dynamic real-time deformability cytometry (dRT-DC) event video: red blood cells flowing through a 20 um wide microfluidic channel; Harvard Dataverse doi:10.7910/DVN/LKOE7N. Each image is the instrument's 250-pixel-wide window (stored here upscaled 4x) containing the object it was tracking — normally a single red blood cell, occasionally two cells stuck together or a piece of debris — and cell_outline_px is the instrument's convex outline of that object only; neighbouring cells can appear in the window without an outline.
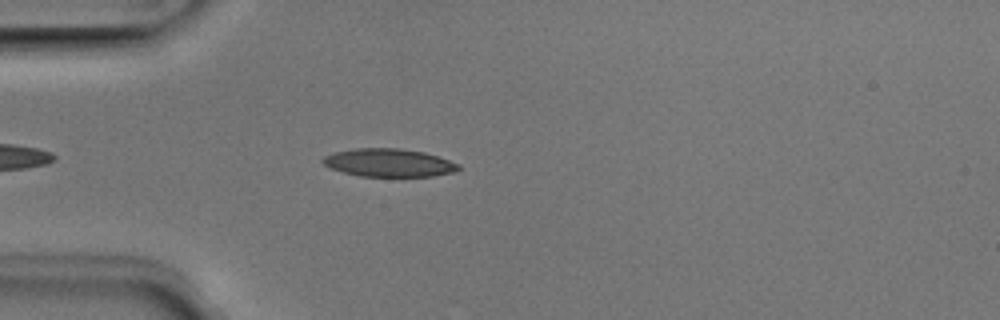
{"species": "Egyptian fruit bat (a non-hibernating species)", "species_latin": "Rousettus aegyptiacus", "temperature_condition": "room temperature", "stored_images_in_passage": 39, "camera_frame_rate_fps": 3000, "um_per_image_px": 0.085, "animal": {"sex": "male"}, "frame": {"image": 1, "passage_image": 5, "time_ms": 1.333, "image_size_px": [1000, 320], "cell_outline_px": [[460, 168], [452, 172], [432, 176], [360, 176], [344, 172], [332, 168], [324, 164], [320, 160], [324, 156], [336, 152], [356, 148], [400, 148], [424, 152], [460, 164]], "centroid_in_image_um": [33.04, 13.82], "position_along_channel_um": 52.0, "area_um2": 21.91}}
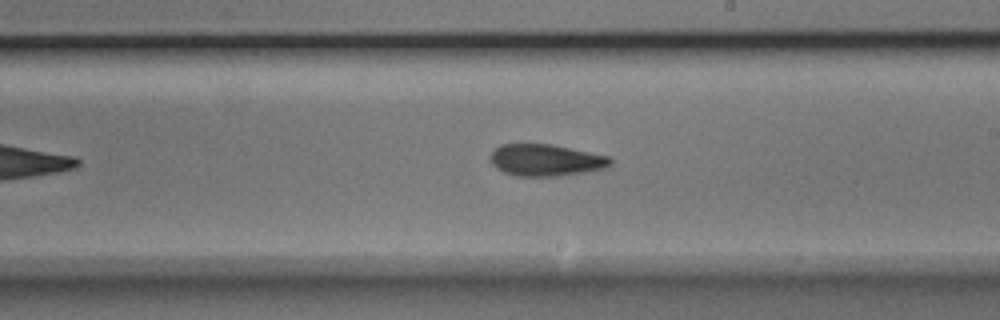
{"frame": {"image": 2, "passage_image": 20, "time_ms": 6.333, "image_size_px": [1000, 320], "cell_outline_px": [[612, 164], [608, 168], [560, 176], [516, 176], [504, 172], [496, 168], [492, 164], [492, 152], [500, 144], [552, 144], [608, 156], [612, 160]], "centroid_in_image_um": [46.42, 13.62], "position_along_channel_um": 242.6, "area_um2": 22.2}}
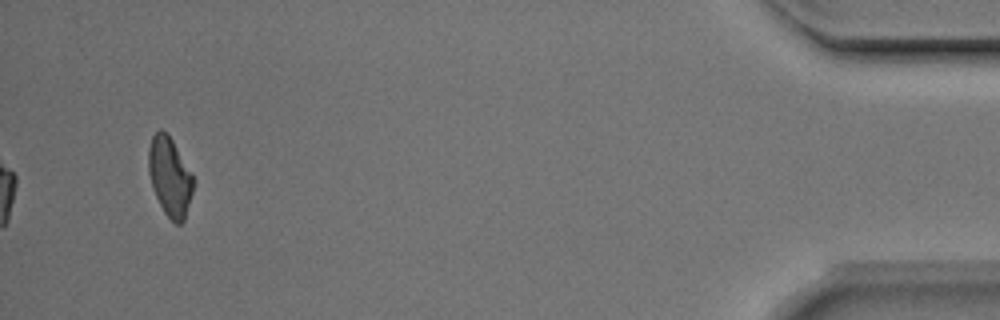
{"frame": {"image": 3, "passage_image": 39, "time_ms": 12.667, "image_size_px": [1000, 320], "cell_outline_px": [[196, 180], [184, 220], [180, 224], [176, 224], [164, 212], [156, 196], [148, 172], [148, 148], [152, 136], [160, 128], [172, 140], [192, 172]], "centroid_in_image_um": [14.45, 15.01], "position_along_channel_um": 420.8, "area_um2": 20.58}, "authors_computed_cell_mechanics": {"area_um2": 21.9062, "velocity_mm_per_s": 4.0191, "shape_relaxation_time_tau1_ms": 4.1351, "shape_relaxation_time_tau2_ms": 3.4995, "deformation_change_tau1": 0.1335, "deformation_change_tau2": 0.1118}}